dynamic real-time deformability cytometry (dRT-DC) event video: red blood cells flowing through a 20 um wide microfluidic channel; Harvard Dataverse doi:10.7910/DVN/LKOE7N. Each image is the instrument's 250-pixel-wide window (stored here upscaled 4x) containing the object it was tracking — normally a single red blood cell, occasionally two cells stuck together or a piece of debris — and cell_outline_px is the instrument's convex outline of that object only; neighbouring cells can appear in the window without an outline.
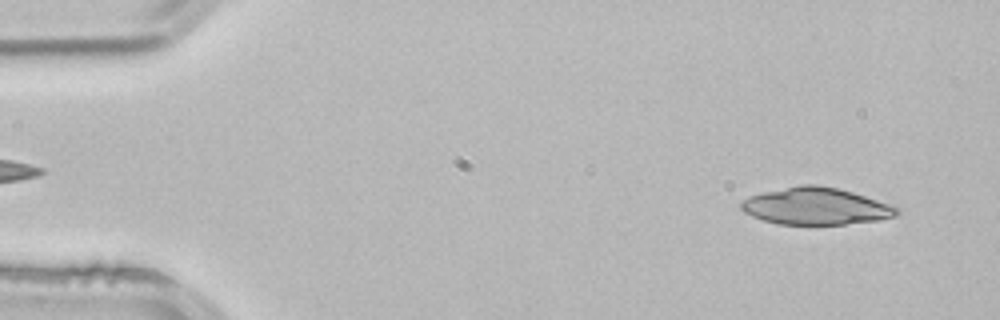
{"species": "common noctule bat (a hibernating species)", "species_latin": "Nyctalus noctula", "temperature_condition": "room temperature", "stored_images_in_passage": 3, "segment_of_instrument_passage": [2, 2], "camera_frame_rate_fps": 3000, "um_per_image_px": 0.085, "animal": {"sex": "male", "body_mass_g": 21.5, "forearm_length_mm": 52.0}, "frame": {"image": 1, "passage_image": 3, "time_ms": 0.667, "image_size_px": [1000, 320], "cell_outline_px": [[900, 212], [896, 216], [876, 220], [844, 224], [776, 224], [752, 216], [744, 212], [740, 208], [740, 204], [748, 196], [764, 192], [800, 184], [816, 184], [840, 188], [900, 208]], "centroid_in_image_um": [69.33, 17.52], "position_along_channel_um": 15.7, "area_um2": 33.41}}